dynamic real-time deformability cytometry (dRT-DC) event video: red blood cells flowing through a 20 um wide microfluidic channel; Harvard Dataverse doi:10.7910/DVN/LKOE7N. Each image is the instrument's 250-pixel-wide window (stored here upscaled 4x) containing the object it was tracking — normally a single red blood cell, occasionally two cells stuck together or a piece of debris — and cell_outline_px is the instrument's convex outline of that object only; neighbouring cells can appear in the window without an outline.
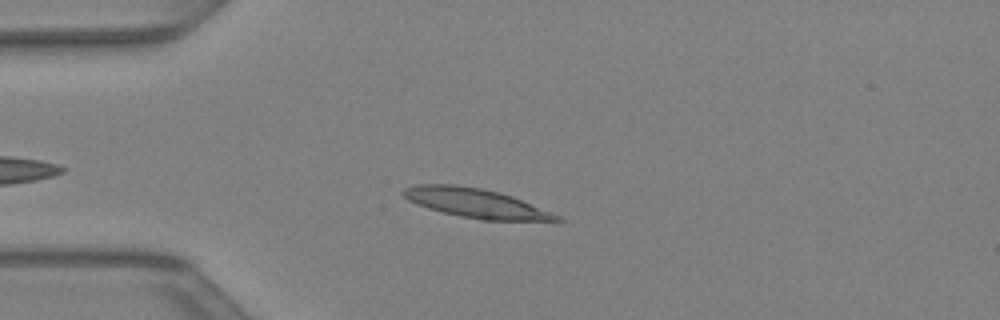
{"species": "Egyptian fruit bat (a non-hibernating species)", "species_latin": "Rousettus aegyptiacus", "temperature_condition": "warm", "stored_images_in_passage": 27, "camera_frame_rate_fps": 3000, "um_per_image_px": 0.085, "animal": {"sex": "female"}, "frame": {"image": 1, "passage_image": 4, "time_ms": 1.0, "image_size_px": [1000, 320], "cell_outline_px": [[564, 220], [480, 220], [460, 216], [428, 208], [416, 204], [408, 200], [400, 192], [404, 188], [416, 184], [456, 184], [480, 188], [500, 192], [512, 196], [560, 216]], "centroid_in_image_um": [40.37, 17.25], "position_along_channel_um": 44.6, "area_um2": 25.84}}
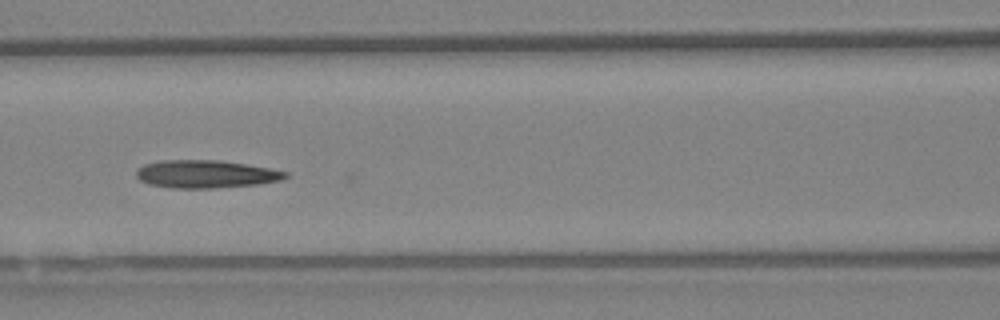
{"frame": {"image": 2, "passage_image": 12, "time_ms": 3.667, "image_size_px": [1000, 320], "cell_outline_px": [[288, 176], [280, 180], [256, 184], [216, 188], [172, 188], [148, 184], [140, 180], [136, 176], [136, 168], [144, 164], [160, 160], [220, 160], [268, 168], [288, 172]], "centroid_in_image_um": [17.43, 14.79], "position_along_channel_um": 149.2, "area_um2": 24.16}}
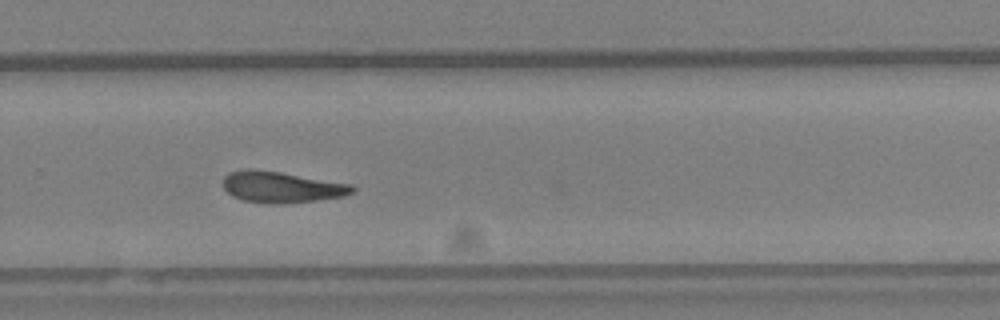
{"frame": {"image": 3, "passage_image": 22, "time_ms": 7.0, "image_size_px": [1000, 320], "cell_outline_px": [[356, 188], [352, 192], [344, 196], [316, 200], [280, 204], [264, 204], [244, 200], [232, 196], [224, 188], [224, 176], [228, 172], [244, 168], [248, 168], [280, 172], [352, 184]], "centroid_in_image_um": [23.9, 15.9], "position_along_channel_um": 305.9, "area_um2": 23.52}}